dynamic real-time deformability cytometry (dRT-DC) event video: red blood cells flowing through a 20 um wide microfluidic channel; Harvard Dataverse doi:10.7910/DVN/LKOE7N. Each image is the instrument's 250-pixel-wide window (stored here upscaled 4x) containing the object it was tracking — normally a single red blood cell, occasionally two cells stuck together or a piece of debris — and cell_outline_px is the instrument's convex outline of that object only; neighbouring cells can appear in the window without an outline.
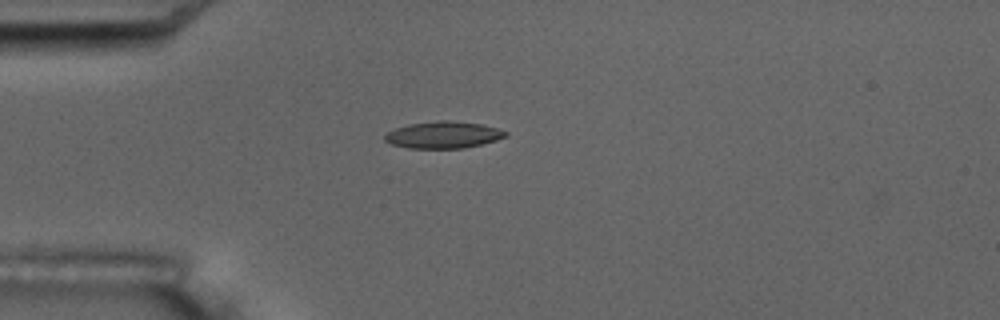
{"species": "common noctule bat (a hibernating species)", "species_latin": "Nyctalus noctula", "temperature_condition": "room temperature", "stored_images_in_passage": 4, "camera_frame_rate_fps": 3000, "um_per_image_px": 0.085, "animal": {"sex": "male", "body_mass_g": 17.5, "forearm_length_mm": 52.3}, "frame": {"image": 1, "passage_image": 4, "time_ms": 4.333, "image_size_px": [1000, 320], "cell_outline_px": [[508, 136], [496, 140], [464, 148], [408, 148], [392, 144], [384, 140], [384, 136], [388, 132], [396, 128], [408, 124], [440, 120], [448, 120], [480, 124], [496, 128], [508, 132]], "centroid_in_image_um": [37.68, 11.46], "position_along_channel_um": 47.3, "area_um2": 18.73}}